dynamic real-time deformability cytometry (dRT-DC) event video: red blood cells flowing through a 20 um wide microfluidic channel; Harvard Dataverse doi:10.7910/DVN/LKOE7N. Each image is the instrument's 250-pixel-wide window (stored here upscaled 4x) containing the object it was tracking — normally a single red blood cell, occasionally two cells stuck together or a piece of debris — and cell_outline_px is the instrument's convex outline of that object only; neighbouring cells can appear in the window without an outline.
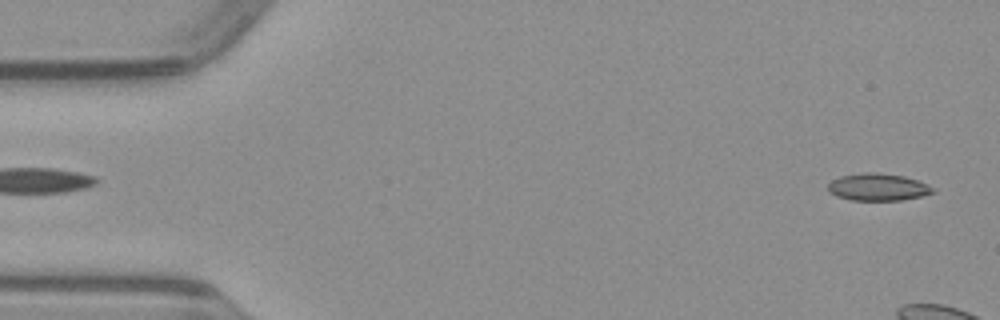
{"species": "common noctule bat (a hibernating species)", "species_latin": "Nyctalus noctula", "temperature_condition": "warm", "stored_images_in_passage": 7, "camera_frame_rate_fps": 3000, "um_per_image_px": 0.085, "animal": {"sex": "male", "body_mass_g": 23.1, "forearm_length_mm": 52.7}, "frame": {"image": 1, "passage_image": 1, "time_ms": 0.0, "image_size_px": [1000, 320], "cell_outline_px": [[936, 192], [920, 196], [900, 200], [852, 200], [836, 196], [828, 192], [828, 184], [832, 180], [840, 176], [864, 172], [876, 172], [904, 176], [916, 180], [936, 188]], "centroid_in_image_um": [74.61, 15.9], "position_along_channel_um": 10.4, "area_um2": 16.65}}